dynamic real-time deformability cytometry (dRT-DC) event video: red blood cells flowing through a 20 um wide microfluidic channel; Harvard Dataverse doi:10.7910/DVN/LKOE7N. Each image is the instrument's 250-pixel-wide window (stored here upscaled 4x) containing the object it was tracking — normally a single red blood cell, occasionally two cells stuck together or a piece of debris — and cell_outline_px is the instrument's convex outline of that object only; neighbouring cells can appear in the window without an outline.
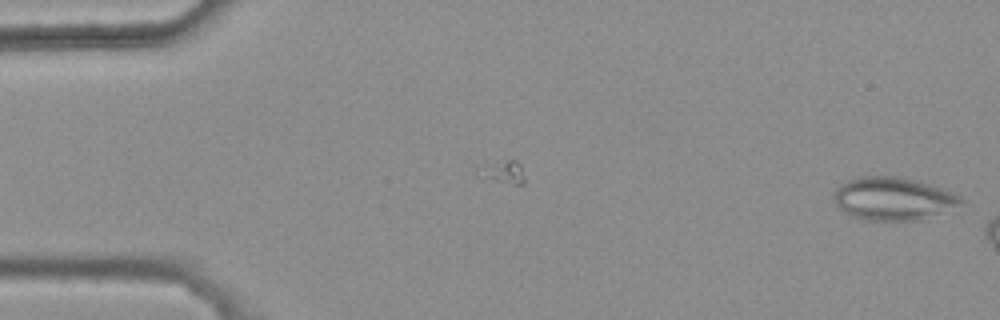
{"species": "common noctule bat (a hibernating species)", "species_latin": "Nyctalus noctula", "temperature_condition": "warm", "stored_images_in_passage": 7, "camera_frame_rate_fps": 3000, "um_per_image_px": 0.085, "animal": {"sex": "female", "body_mass_g": 25.1}, "frame": {"image": 1, "passage_image": 2, "time_ms": 0.333, "image_size_px": [1000, 320], "cell_outline_px": [[964, 200], [960, 212], [920, 220], [864, 220], [852, 216], [844, 212], [836, 204], [832, 196], [836, 188], [840, 184], [848, 180], [860, 176], [896, 176], [916, 180], [944, 188], [960, 196]], "centroid_in_image_um": [76.05, 16.91], "position_along_channel_um": 8.9, "area_um2": 32.95}}